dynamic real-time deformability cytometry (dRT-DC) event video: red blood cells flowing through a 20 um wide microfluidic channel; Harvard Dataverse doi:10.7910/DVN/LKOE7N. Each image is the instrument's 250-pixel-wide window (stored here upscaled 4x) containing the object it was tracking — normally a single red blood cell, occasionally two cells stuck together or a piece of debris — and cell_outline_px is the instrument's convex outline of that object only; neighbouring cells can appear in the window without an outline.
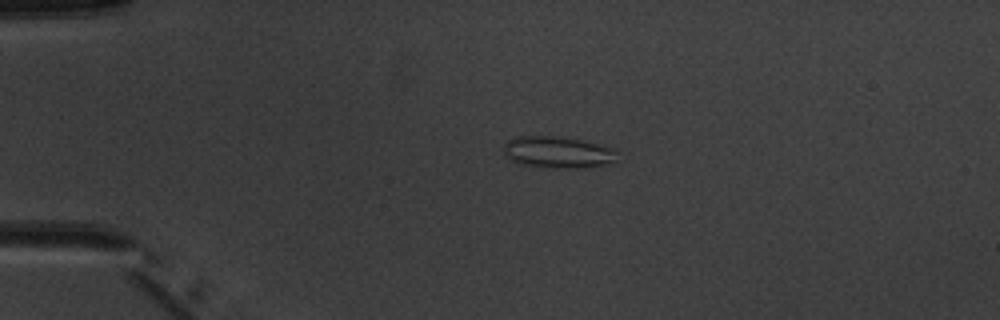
{"species": "common noctule bat (a hibernating species)", "species_latin": "Nyctalus noctula", "temperature_condition": "warm", "stored_images_in_passage": 5, "camera_frame_rate_fps": 3000, "um_per_image_px": 0.085, "animal": {"sex": "male", "body_mass_g": 20.1, "forearm_length_mm": 53.5}, "frame": {"image": 1, "passage_image": 4, "time_ms": 3.667, "image_size_px": [1000, 320], "cell_outline_px": [[620, 152], [616, 164], [580, 168], [552, 168], [516, 164], [504, 152], [504, 144], [508, 140], [516, 136], [552, 136], [584, 140]], "centroid_in_image_um": [47.46, 12.96], "position_along_channel_um": 37.5, "area_um2": 21.27}}